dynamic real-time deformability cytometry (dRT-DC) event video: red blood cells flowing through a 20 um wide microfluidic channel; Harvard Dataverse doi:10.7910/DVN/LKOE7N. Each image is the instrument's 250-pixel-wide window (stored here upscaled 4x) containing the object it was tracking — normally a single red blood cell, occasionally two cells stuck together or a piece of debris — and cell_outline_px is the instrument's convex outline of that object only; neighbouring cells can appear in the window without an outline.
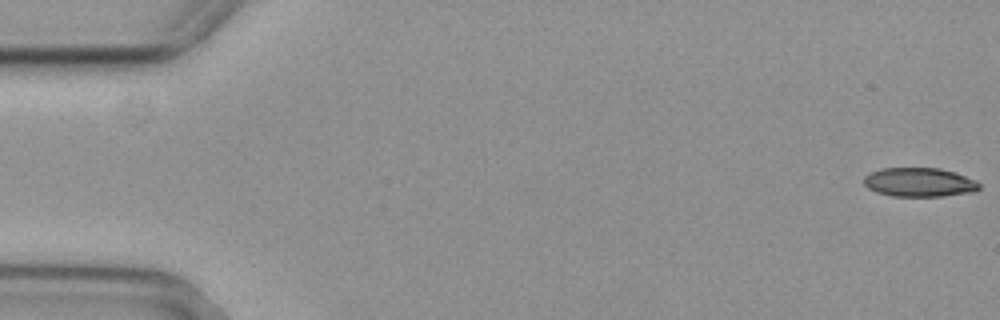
{"species": "common noctule bat (a hibernating species)", "species_latin": "Nyctalus noctula", "temperature_condition": "cold", "stored_images_in_passage": 16, "camera_frame_rate_fps": 3000, "um_per_image_px": 0.085, "animal": {"sex": "female", "body_mass_g": 29.2, "forearm_length_mm": 56.3}, "frame": {"image": 1, "passage_image": 1, "time_ms": 0.0, "image_size_px": [1000, 320], "cell_outline_px": [[980, 188], [976, 192], [940, 196], [892, 196], [876, 192], [868, 188], [864, 184], [864, 176], [880, 168], [940, 168], [956, 172], [976, 180], [980, 184]], "centroid_in_image_um": [78.17, 15.49], "position_along_channel_um": 6.8, "area_um2": 19.65}}
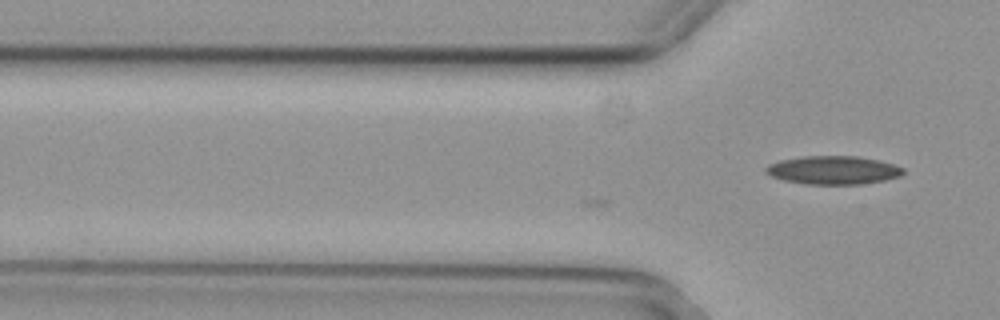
{"frame": {"image": 2, "passage_image": 16, "time_ms": 5.0, "image_size_px": [1000, 320], "cell_outline_px": [[904, 172], [900, 176], [884, 180], [860, 184], [804, 184], [784, 180], [772, 176], [764, 172], [764, 168], [768, 164], [780, 160], [804, 156], [856, 156], [880, 160], [904, 168]], "centroid_in_image_um": [70.8, 14.46], "position_along_channel_um": 55.0, "area_um2": 22.72}}